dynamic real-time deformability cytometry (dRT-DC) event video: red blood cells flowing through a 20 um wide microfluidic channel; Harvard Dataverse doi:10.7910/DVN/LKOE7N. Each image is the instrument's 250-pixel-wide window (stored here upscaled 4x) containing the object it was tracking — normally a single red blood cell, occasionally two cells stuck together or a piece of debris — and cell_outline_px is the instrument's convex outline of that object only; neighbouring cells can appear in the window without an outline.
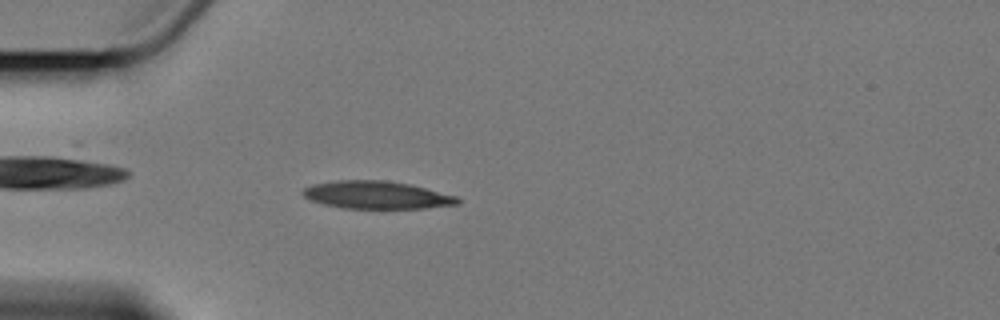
{"species": "Egyptian fruit bat (a non-hibernating species)", "species_latin": "Rousettus aegyptiacus", "temperature_condition": "cold", "stored_images_in_passage": 6, "camera_frame_rate_fps": 3000, "um_per_image_px": 0.085, "animal": {"sex": "female"}, "frame": {"image": 1, "passage_image": 5, "time_ms": 6.333, "image_size_px": [1000, 320], "cell_outline_px": [[460, 204], [424, 208], [344, 208], [324, 204], [308, 200], [300, 192], [304, 188], [312, 184], [336, 180], [384, 180], [412, 184], [456, 196], [460, 200]], "centroid_in_image_um": [31.99, 16.56], "position_along_channel_um": 53.0, "area_um2": 25.09}}